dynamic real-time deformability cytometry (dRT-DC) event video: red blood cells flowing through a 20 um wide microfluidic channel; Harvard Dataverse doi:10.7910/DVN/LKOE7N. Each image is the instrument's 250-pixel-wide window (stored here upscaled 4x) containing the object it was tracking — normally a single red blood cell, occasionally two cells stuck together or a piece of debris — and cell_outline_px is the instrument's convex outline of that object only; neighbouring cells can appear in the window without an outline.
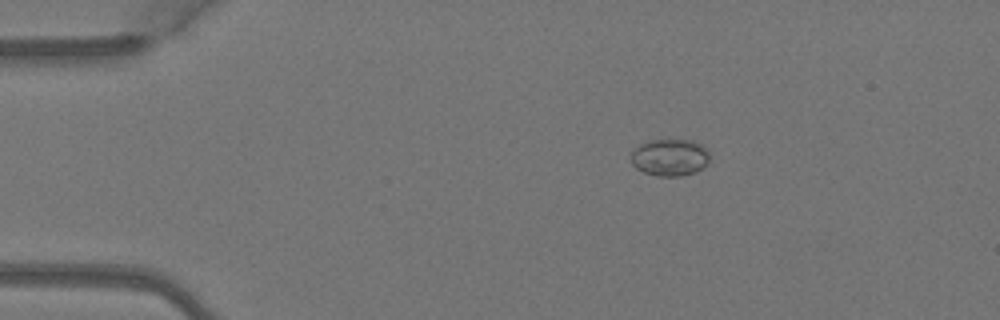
{"species": "Egyptian fruit bat (a non-hibernating species)", "species_latin": "Rousettus aegyptiacus", "temperature_condition": "warm", "stored_images_in_passage": 4, "camera_frame_rate_fps": 3000, "um_per_image_px": 0.085, "animal": {"sex": "female"}, "frame": {"image": 1, "passage_image": 3, "time_ms": 0.667, "image_size_px": [1000, 320], "cell_outline_px": [[708, 160], [700, 168], [692, 172], [680, 176], [656, 176], [644, 172], [636, 168], [632, 164], [632, 152], [640, 144], [648, 140], [692, 140], [708, 148]], "centroid_in_image_um": [56.91, 13.37], "position_along_channel_um": 28.1, "area_um2": 16.7}}